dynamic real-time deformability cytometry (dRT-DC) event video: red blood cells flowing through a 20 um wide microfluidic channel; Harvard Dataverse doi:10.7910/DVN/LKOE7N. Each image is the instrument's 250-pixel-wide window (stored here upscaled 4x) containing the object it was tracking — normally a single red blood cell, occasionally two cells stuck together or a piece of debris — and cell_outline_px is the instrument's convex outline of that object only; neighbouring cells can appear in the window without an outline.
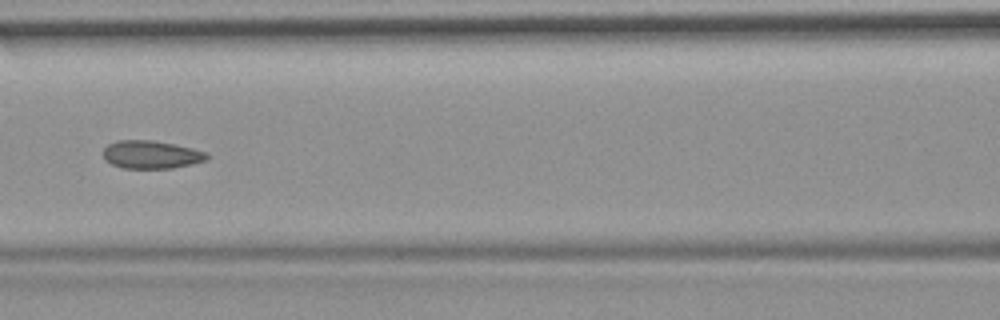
{"species": "common noctule bat (a hibernating species)", "species_latin": "Nyctalus noctula", "temperature_condition": "room temperature", "stored_images_in_passage": 9, "camera_frame_rate_fps": 3000, "um_per_image_px": 0.085, "animal": {"sex": "female", "body_mass_g": 19.9}, "frame": {"image": 1, "passage_image": 6, "time_ms": 1.667, "image_size_px": [1000, 320], "cell_outline_px": [[208, 160], [192, 164], [172, 168], [124, 168], [112, 164], [104, 160], [104, 148], [108, 144], [116, 140], [152, 140], [192, 148], [208, 152]], "centroid_in_image_um": [12.86, 13.14], "position_along_channel_um": 153.7, "area_um2": 16.94}}